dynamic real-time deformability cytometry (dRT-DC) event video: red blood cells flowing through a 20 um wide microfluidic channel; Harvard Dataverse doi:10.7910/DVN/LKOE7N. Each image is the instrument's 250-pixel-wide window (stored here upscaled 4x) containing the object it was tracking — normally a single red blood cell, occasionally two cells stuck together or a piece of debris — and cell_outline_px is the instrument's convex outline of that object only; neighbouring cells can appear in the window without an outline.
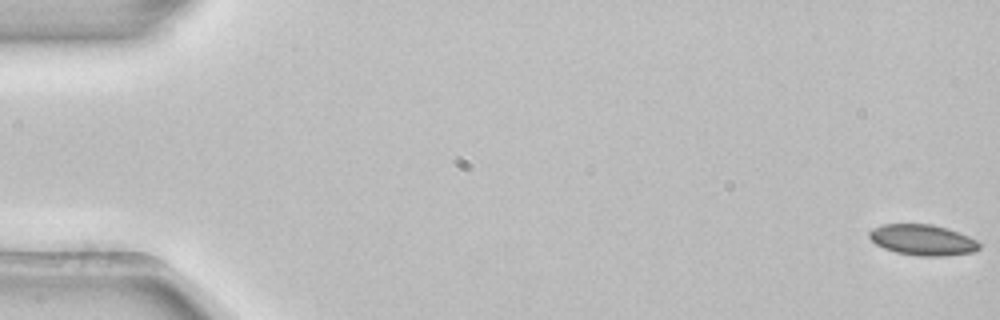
{"species": "common noctule bat (a hibernating species)", "species_latin": "Nyctalus noctula", "temperature_condition": "room temperature", "stored_images_in_passage": 45, "camera_frame_rate_fps": 3000, "um_per_image_px": 0.085, "animal": {"sex": "female", "body_mass_g": 22.7, "forearm_length_mm": 54.2}, "frame": {"image": 1, "passage_image": 1, "time_ms": 0.0, "image_size_px": [1000, 320], "cell_outline_px": [[980, 248], [976, 252], [944, 256], [916, 256], [896, 252], [884, 248], [876, 244], [868, 236], [868, 232], [872, 228], [880, 224], [932, 224], [948, 228], [968, 236], [976, 240], [980, 244]], "centroid_in_image_um": [78.42, 20.39], "position_along_channel_um": 6.6, "area_um2": 19.94}}
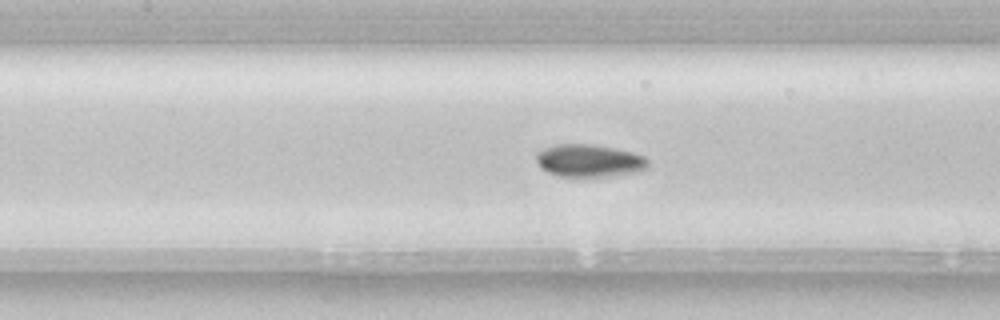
{"frame": {"image": 2, "passage_image": 25, "time_ms": 8.0, "image_size_px": [1000, 320], "cell_outline_px": [[648, 168], [640, 172], [592, 180], [560, 176], [548, 172], [540, 168], [536, 164], [536, 152], [544, 148], [556, 144], [592, 144], [632, 152], [644, 156], [648, 160]], "centroid_in_image_um": [50.08, 13.71], "position_along_channel_um": 157.3, "area_um2": 22.25}}
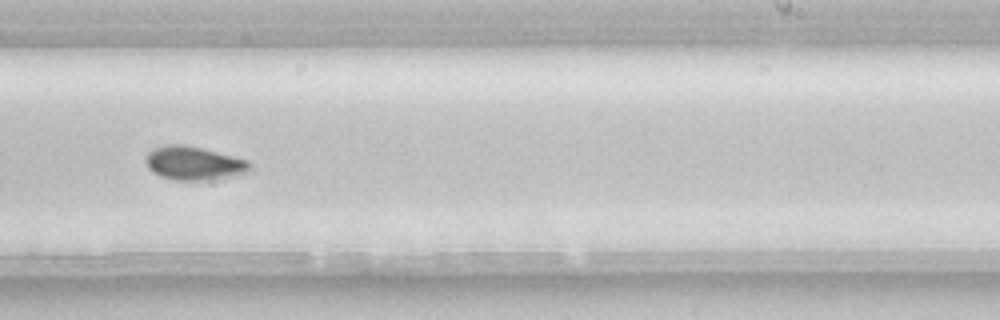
{"frame": {"image": 3, "passage_image": 34, "time_ms": 11.0, "image_size_px": [1000, 320], "cell_outline_px": [[252, 168], [248, 172], [208, 180], [172, 180], [160, 176], [152, 172], [148, 168], [144, 160], [148, 152], [164, 144], [184, 144], [248, 160], [252, 164]], "centroid_in_image_um": [16.44, 13.87], "position_along_channel_um": 272.6, "area_um2": 20.35}, "authors_computed_cell_mechanics": {"area_um2": 20.3456, "velocity_mm_per_s": 3.8561, "shape_relaxation_time_tau1_ms": 5.29, "shape_relaxation_time_tau2_ms": null, "deformation_change_tau1": 0.0664, "deformation_change_tau2": null}}